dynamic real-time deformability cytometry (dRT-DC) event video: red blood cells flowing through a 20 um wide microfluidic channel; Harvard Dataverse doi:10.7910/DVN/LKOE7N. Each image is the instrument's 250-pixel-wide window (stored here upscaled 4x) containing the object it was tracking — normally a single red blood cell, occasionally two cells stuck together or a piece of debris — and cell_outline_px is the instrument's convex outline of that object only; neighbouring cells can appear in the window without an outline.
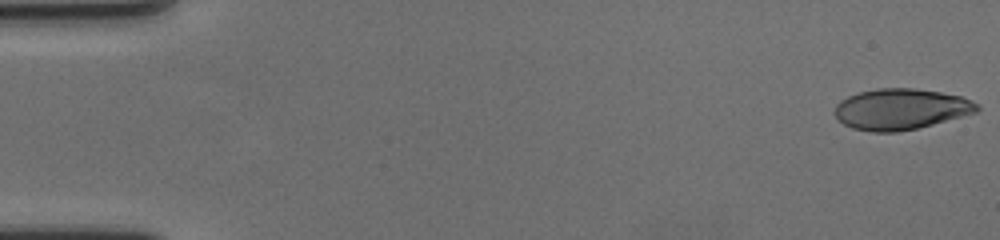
{"species": "human", "species_latin": "Homo sapiens", "temperature_condition": "cold", "stored_images_in_passage": 59, "camera_frame_rate_fps": 3000, "um_per_image_px": 0.085, "donor": {"sex": "female"}, "frame": {"image": 1, "passage_image": 1, "time_ms": 0.0, "image_size_px": [1000, 240], "cell_outline_px": [[980, 108], [976, 112], [932, 124], [916, 128], [896, 132], [872, 132], [852, 128], [844, 124], [836, 116], [836, 104], [840, 100], [848, 96], [860, 92], [876, 88], [916, 88], [940, 92], [960, 96], [972, 100], [980, 104]], "centroid_in_image_um": [76.57, 9.27], "position_along_channel_um": 8.4, "area_um2": 33.76}}
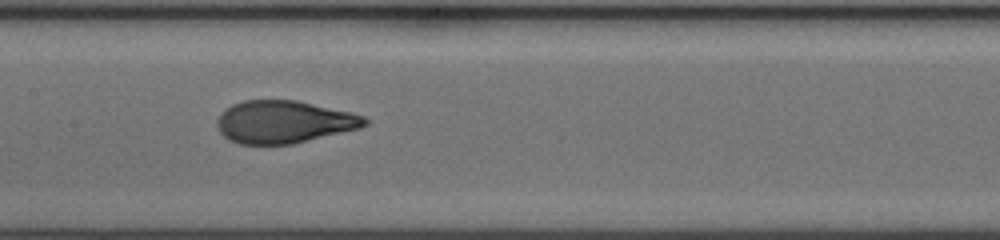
{"frame": {"image": 2, "passage_image": 30, "time_ms": 9.667, "image_size_px": [1000, 240], "cell_outline_px": [[368, 124], [360, 128], [292, 144], [240, 144], [228, 140], [220, 132], [216, 124], [216, 120], [220, 112], [224, 108], [232, 104], [244, 100], [296, 100], [352, 112], [364, 116], [368, 120]], "centroid_in_image_um": [24.11, 10.35], "position_along_channel_um": 183.3, "area_um2": 36.82}}
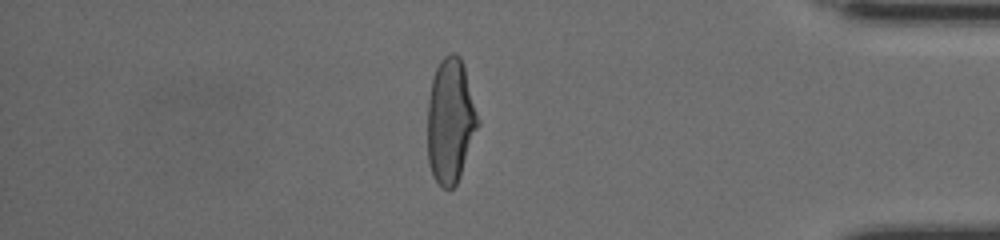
{"frame": {"image": 3, "passage_image": 51, "time_ms": 16.667, "image_size_px": [1000, 240], "cell_outline_px": [[480, 124], [460, 176], [456, 184], [448, 192], [432, 176], [428, 164], [428, 96], [432, 76], [440, 60], [448, 52], [456, 52], [460, 56], [464, 64], [480, 120]], "centroid_in_image_um": [38.29, 10.24], "position_along_channel_um": 396.9, "area_um2": 37.34}, "authors_computed_cell_mechanics": {"area_um2": 36.703, "velocity_mm_per_s": 3.5168, "shape_relaxation_time_tau1_ms": 4.4129, "shape_relaxation_time_tau2_ms": null, "deformation_change_tau1": 0.213, "deformation_change_tau2": null}}